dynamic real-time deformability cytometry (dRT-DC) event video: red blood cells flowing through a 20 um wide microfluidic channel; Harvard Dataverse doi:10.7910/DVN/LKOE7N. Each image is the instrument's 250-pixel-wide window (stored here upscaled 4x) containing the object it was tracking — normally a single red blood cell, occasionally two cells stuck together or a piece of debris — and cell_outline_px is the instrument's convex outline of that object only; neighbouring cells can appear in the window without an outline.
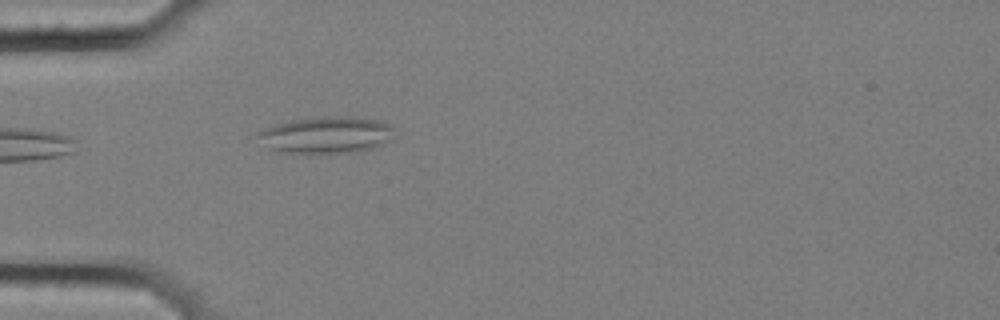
{"species": "common noctule bat (a hibernating species)", "species_latin": "Nyctalus noctula", "temperature_condition": "cold", "stored_images_in_passage": 4, "camera_frame_rate_fps": 3000, "um_per_image_px": 0.085, "animal": {"sex": "female", "body_mass_g": 25.1}, "frame": {"image": 1, "passage_image": 4, "time_ms": 1.0, "image_size_px": [1000, 320], "cell_outline_px": [[396, 136], [392, 140], [372, 148], [356, 152], [280, 152], [268, 148], [256, 136], [256, 132], [264, 128], [288, 120], [324, 116], [352, 116], [380, 120], [388, 124], [392, 128]], "centroid_in_image_um": [27.75, 11.44], "position_along_channel_um": 57.3, "area_um2": 29.36}}